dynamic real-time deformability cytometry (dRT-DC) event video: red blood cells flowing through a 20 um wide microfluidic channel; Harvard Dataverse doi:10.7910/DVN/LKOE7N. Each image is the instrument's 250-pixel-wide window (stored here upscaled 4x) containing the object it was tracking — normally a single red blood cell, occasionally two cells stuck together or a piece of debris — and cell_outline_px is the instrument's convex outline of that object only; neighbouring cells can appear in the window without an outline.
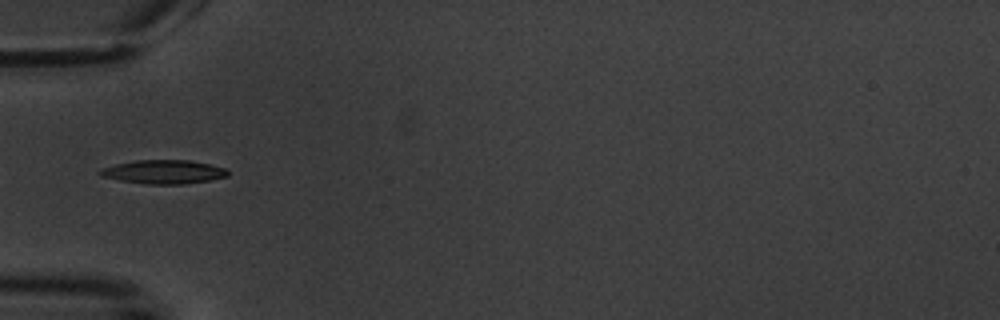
{"species": "common noctule bat (a hibernating species)", "species_latin": "Nyctalus noctula", "temperature_condition": "warm", "stored_images_in_passage": 6, "camera_frame_rate_fps": 3000, "um_per_image_px": 0.085, "animal": {"sex": "male", "body_mass_g": 20.1, "forearm_length_mm": 53.5}, "frame": {"image": 1, "passage_image": 6, "time_ms": 5.667, "image_size_px": [1000, 320], "cell_outline_px": [[228, 176], [208, 180], [184, 184], [148, 184], [120, 180], [100, 176], [96, 172], [100, 168], [116, 164], [136, 160], [188, 160], [228, 168]], "centroid_in_image_um": [13.88, 14.6], "position_along_channel_um": 71.1, "area_um2": 17.69}}